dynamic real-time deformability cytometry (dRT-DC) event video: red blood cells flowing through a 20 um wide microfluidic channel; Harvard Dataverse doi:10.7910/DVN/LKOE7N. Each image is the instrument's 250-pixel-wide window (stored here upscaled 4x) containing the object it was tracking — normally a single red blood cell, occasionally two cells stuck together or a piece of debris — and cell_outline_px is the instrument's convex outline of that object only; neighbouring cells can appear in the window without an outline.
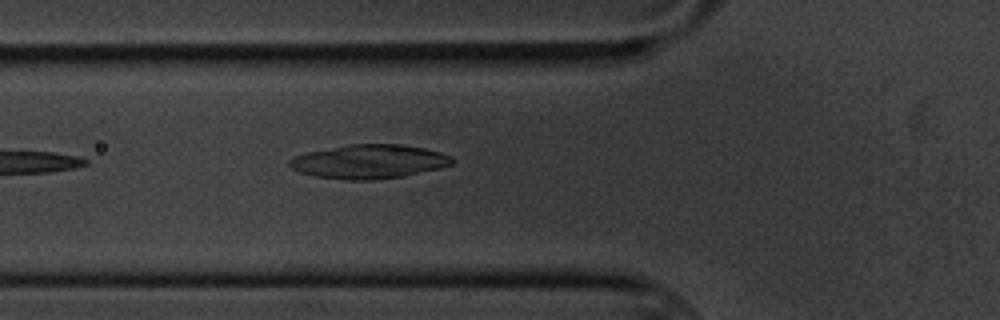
{"species": "common noctule bat (a hibernating species)", "species_latin": "Nyctalus noctula", "temperature_condition": "cold", "stored_images_in_passage": 4, "camera_frame_rate_fps": 3000, "um_per_image_px": 0.085, "animal": {"sex": "male", "body_mass_g": 20.1, "forearm_length_mm": 53.5}, "frame": {"image": 1, "passage_image": 4, "time_ms": 3.333, "image_size_px": [1000, 320], "cell_outline_px": [[456, 160], [452, 164], [440, 168], [404, 176], [376, 180], [344, 180], [316, 176], [300, 172], [292, 168], [288, 164], [288, 160], [292, 156], [308, 152], [348, 144], [404, 144], [424, 148], [440, 152], [452, 156]], "centroid_in_image_um": [31.39, 13.73], "position_along_channel_um": 94.4, "area_um2": 32.43}}